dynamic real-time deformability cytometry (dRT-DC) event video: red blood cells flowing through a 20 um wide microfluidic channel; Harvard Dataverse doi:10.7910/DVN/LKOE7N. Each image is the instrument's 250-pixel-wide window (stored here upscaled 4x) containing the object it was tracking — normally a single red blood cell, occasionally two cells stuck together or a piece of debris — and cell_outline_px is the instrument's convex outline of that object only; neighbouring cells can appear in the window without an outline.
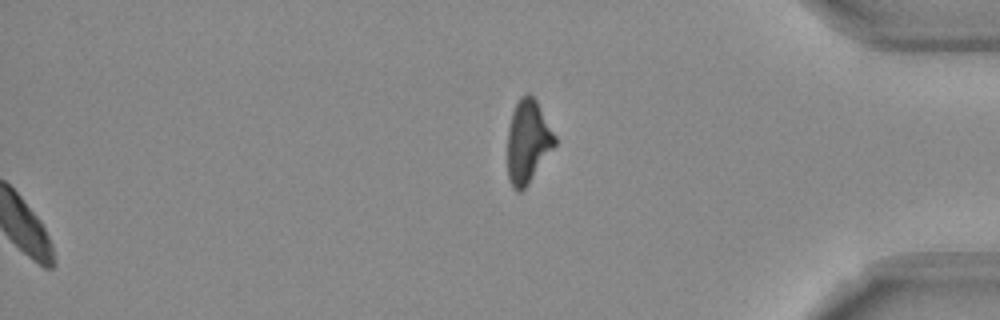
{"species": "Egyptian fruit bat (a non-hibernating species)", "species_latin": "Rousettus aegyptiacus", "temperature_condition": "room temperature", "stored_images_in_passage": 54, "segment_of_instrument_passage": [2, 2], "camera_frame_rate_fps": 3000, "um_per_image_px": 0.085, "frame": {"image": 1, "passage_image": 54, "time_ms": 17.667, "image_size_px": [1000, 320], "cell_outline_px": [[556, 144], [528, 184], [520, 192], [516, 192], [512, 188], [508, 180], [508, 128], [512, 112], [520, 96], [528, 92], [536, 100], [556, 136]], "centroid_in_image_um": [44.85, 12.04], "position_along_channel_um": 390.3, "area_um2": 22.89}}